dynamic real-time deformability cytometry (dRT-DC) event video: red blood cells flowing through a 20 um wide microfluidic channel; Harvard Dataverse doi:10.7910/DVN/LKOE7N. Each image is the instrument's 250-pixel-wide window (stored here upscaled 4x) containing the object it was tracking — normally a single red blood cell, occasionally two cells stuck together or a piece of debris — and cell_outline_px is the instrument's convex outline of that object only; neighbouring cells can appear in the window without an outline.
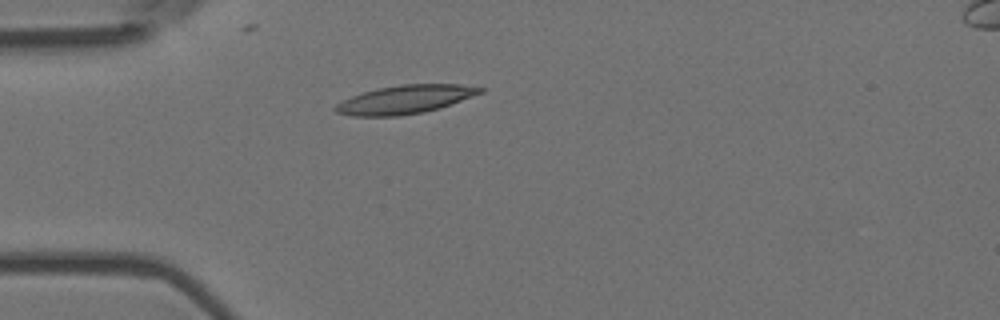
{"species": "Egyptian fruit bat (a non-hibernating species)", "species_latin": "Rousettus aegyptiacus", "temperature_condition": "room temperature", "stored_images_in_passage": 6, "camera_frame_rate_fps": 3000, "um_per_image_px": 0.085, "animal": {"sex": "female"}, "frame": {"image": 1, "passage_image": 3, "time_ms": 0.667, "image_size_px": [1000, 320], "cell_outline_px": [[484, 92], [440, 108], [424, 112], [400, 116], [352, 116], [336, 112], [332, 108], [336, 104], [352, 96], [364, 92], [380, 88], [400, 84], [460, 84], [484, 88]], "centroid_in_image_um": [34.44, 8.46], "position_along_channel_um": 50.6, "area_um2": 23.93}}